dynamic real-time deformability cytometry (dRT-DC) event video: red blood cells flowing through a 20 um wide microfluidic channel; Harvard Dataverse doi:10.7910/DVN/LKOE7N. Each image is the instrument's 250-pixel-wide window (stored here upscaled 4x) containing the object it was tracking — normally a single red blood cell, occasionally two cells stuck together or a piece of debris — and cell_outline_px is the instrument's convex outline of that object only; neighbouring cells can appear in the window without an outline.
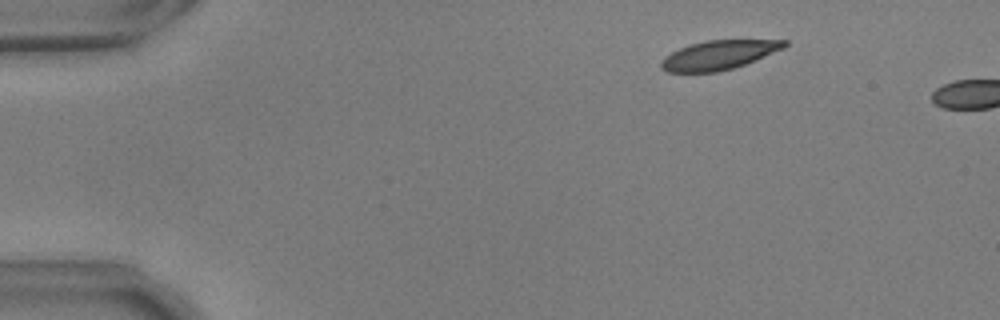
{"species": "common noctule bat (a hibernating species)", "species_latin": "Nyctalus noctula", "temperature_condition": "warm", "stored_images_in_passage": 4, "camera_frame_rate_fps": 3000, "um_per_image_px": 0.085, "animal": {"sex": "male", "body_mass_g": 17.9, "forearm_length_mm": 54.2}, "frame": {"image": 1, "passage_image": 1, "time_ms": 0.0, "image_size_px": [1000, 320], "cell_outline_px": [[788, 44], [784, 48], [744, 64], [732, 68], [716, 72], [668, 72], [660, 68], [660, 60], [664, 56], [688, 44], [708, 40], [788, 40]], "centroid_in_image_um": [61.05, 4.67], "position_along_channel_um": 24.0, "area_um2": 20.81}}